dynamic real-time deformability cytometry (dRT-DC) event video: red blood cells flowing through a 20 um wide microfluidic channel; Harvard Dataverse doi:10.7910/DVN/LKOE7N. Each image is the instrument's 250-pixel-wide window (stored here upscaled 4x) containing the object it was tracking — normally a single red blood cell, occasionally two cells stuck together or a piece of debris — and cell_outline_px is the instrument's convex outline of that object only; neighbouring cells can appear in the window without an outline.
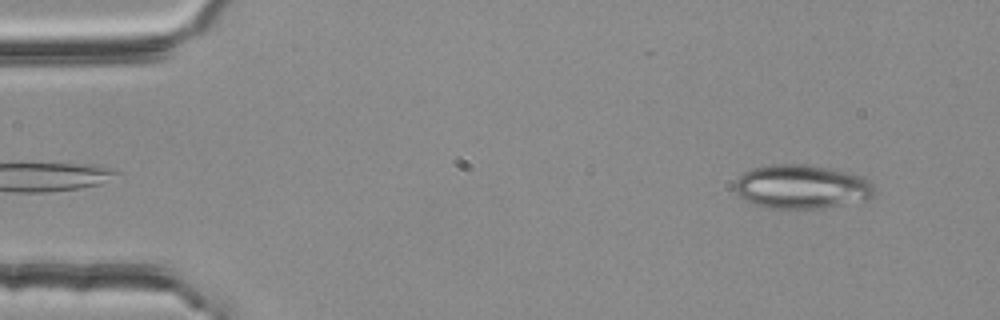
{"species": "common noctule bat (a hibernating species)", "species_latin": "Nyctalus noctula", "temperature_condition": "room temperature", "stored_images_in_passage": 52, "camera_frame_rate_fps": 3000, "um_per_image_px": 0.085, "animal": {"sex": "female", "body_mass_g": 25.1}, "frame": {"image": 1, "passage_image": 3, "time_ms": 0.667, "image_size_px": [1000, 320], "cell_outline_px": [[876, 192], [872, 196], [864, 200], [824, 208], [772, 208], [756, 204], [740, 196], [732, 188], [736, 180], [744, 172], [752, 168], [772, 164], [800, 164], [824, 168], [864, 176], [876, 188]], "centroid_in_image_um": [68.14, 15.87], "position_along_channel_um": 16.9, "area_um2": 35.43}}
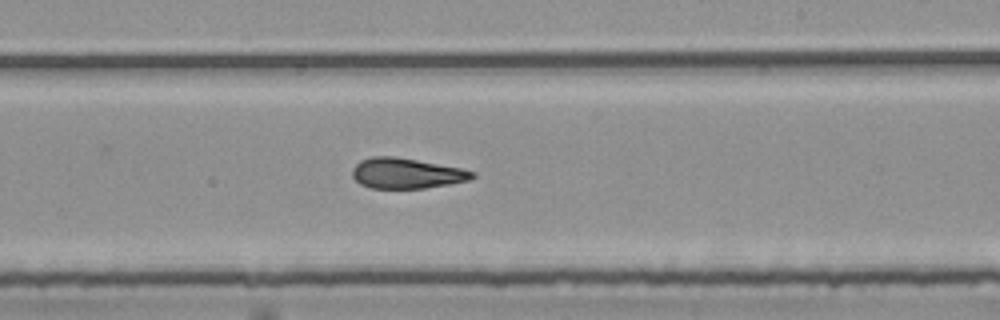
{"frame": {"image": 2, "passage_image": 30, "time_ms": 9.667, "image_size_px": [1000, 320], "cell_outline_px": [[476, 176], [468, 180], [448, 184], [424, 188], [372, 188], [360, 184], [352, 176], [352, 168], [360, 160], [372, 156], [396, 156], [460, 168], [476, 172]], "centroid_in_image_um": [34.52, 14.72], "position_along_channel_um": 254.5, "area_um2": 21.21}}
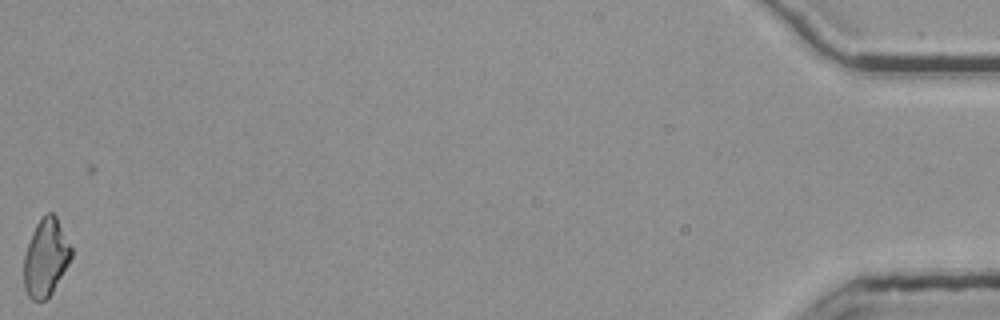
{"frame": {"image": 3, "passage_image": 52, "time_ms": 17.0, "image_size_px": [1000, 320], "cell_outline_px": [[72, 256], [68, 264], [48, 300], [32, 300], [28, 296], [24, 288], [24, 256], [32, 232], [36, 224], [48, 212], [52, 212], [56, 216], [72, 248]], "centroid_in_image_um": [3.89, 21.93], "position_along_channel_um": 431.3, "area_um2": 21.27}, "authors_computed_cell_mechanics": {"area_um2": 21.964, "velocity_mm_per_s": 3.8045, "shape_relaxation_time_tau1_ms": null, "shape_relaxation_time_tau2_ms": 3.4224, "deformation_change_tau1": null, "deformation_change_tau2": 0.1313}}